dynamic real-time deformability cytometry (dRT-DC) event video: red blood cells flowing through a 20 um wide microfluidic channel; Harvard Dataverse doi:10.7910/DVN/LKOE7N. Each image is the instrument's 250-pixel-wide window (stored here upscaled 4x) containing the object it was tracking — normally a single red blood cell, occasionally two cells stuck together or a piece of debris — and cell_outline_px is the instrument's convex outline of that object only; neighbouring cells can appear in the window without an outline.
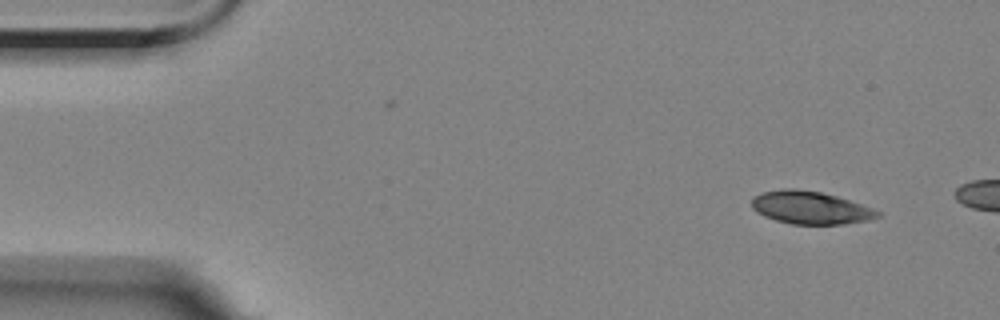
{"species": "Egyptian fruit bat (a non-hibernating species)", "species_latin": "Rousettus aegyptiacus", "temperature_condition": "room temperature", "stored_images_in_passage": 3, "camera_frame_rate_fps": 3000, "um_per_image_px": 0.085, "animal": {"sex": "female"}, "frame": {"image": 1, "passage_image": 1, "time_ms": 0.0, "image_size_px": [1000, 320], "cell_outline_px": [[880, 216], [868, 220], [844, 224], [792, 224], [776, 220], [764, 216], [752, 208], [752, 196], [764, 192], [784, 188], [796, 188], [820, 192], [836, 196], [872, 208], [880, 212]], "centroid_in_image_um": [68.86, 17.65], "position_along_channel_um": 16.1, "area_um2": 23.87}}